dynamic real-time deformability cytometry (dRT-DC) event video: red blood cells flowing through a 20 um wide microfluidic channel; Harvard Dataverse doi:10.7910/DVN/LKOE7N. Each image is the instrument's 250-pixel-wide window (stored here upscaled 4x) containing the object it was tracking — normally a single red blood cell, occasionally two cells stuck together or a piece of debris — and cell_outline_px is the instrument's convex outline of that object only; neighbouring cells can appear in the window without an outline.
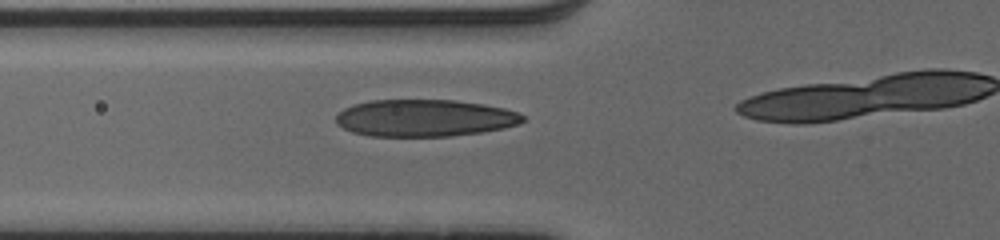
{"species": "human", "species_latin": "Homo sapiens", "temperature_condition": "cold", "stored_images_in_passage": 20, "camera_frame_rate_fps": 3000, "um_per_image_px": 0.085, "donor": {"sex": "male"}, "frame": {"image": 1, "passage_image": 16, "time_ms": 5.0, "image_size_px": [1000, 240], "cell_outline_px": [[524, 120], [516, 124], [504, 128], [480, 132], [452, 136], [368, 136], [352, 132], [336, 124], [336, 116], [344, 108], [352, 104], [368, 100], [452, 100], [484, 104], [504, 108], [516, 112], [524, 116]], "centroid_in_image_um": [36.05, 10.03], "position_along_channel_um": 89.8, "area_um2": 40.34}}
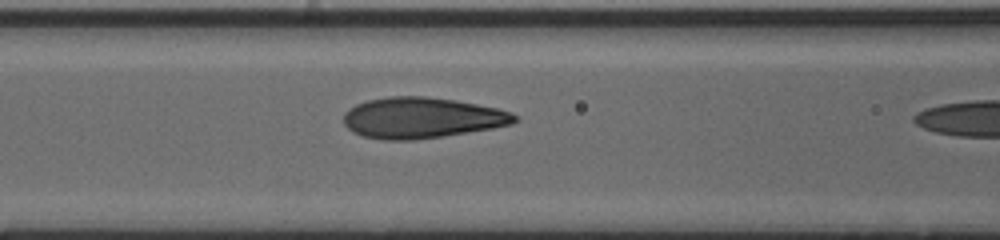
{"frame": {"image": 2, "passage_image": 19, "time_ms": 6.0, "image_size_px": [1000, 240], "cell_outline_px": [[520, 120], [512, 124], [492, 128], [440, 136], [412, 140], [384, 140], [364, 136], [352, 132], [344, 124], [344, 112], [356, 104], [368, 100], [392, 96], [424, 96], [456, 100], [496, 108], [512, 112]], "centroid_in_image_um": [35.84, 10.01], "position_along_channel_um": 130.8, "area_um2": 40.52}}